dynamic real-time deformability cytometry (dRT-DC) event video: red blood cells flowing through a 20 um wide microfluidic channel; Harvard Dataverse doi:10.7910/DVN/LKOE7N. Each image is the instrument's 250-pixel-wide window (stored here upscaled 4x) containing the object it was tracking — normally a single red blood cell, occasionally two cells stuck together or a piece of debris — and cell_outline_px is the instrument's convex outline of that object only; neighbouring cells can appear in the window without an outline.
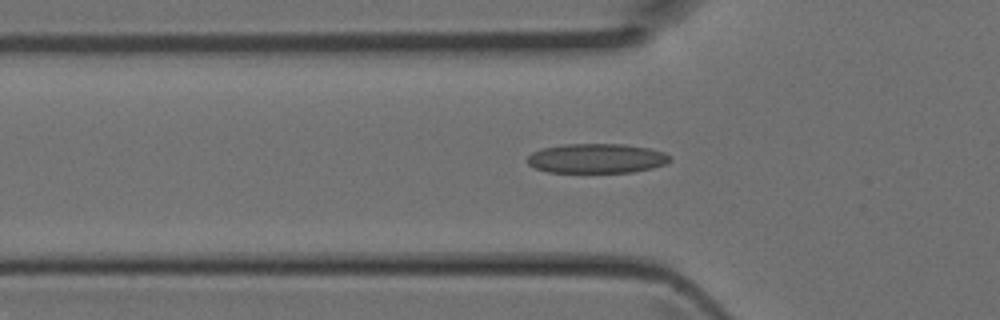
{"species": "Egyptian fruit bat (a non-hibernating species)", "species_latin": "Rousettus aegyptiacus", "temperature_condition": "room temperature", "stored_images_in_passage": 34, "camera_frame_rate_fps": 3000, "um_per_image_px": 0.085, "animal": {"sex": "female"}, "frame": {"image": 1, "passage_image": 9, "time_ms": 2.667, "image_size_px": [1000, 320], "cell_outline_px": [[672, 160], [664, 164], [652, 168], [632, 172], [548, 172], [536, 168], [528, 164], [528, 156], [532, 152], [540, 148], [564, 144], [624, 144], [648, 148], [664, 152]], "centroid_in_image_um": [50.69, 13.46], "position_along_channel_um": 75.1, "area_um2": 24.51}}
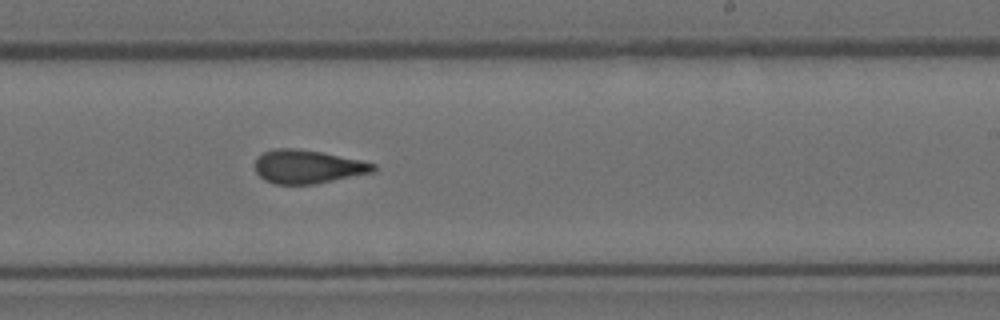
{"frame": {"image": 2, "passage_image": 21, "time_ms": 6.667, "image_size_px": [1000, 320], "cell_outline_px": [[376, 172], [316, 184], [272, 184], [264, 180], [256, 172], [256, 160], [264, 152], [276, 148], [292, 148], [320, 152], [360, 160], [376, 164]], "centroid_in_image_um": [26.18, 14.19], "position_along_channel_um": 262.8, "area_um2": 23.06}}
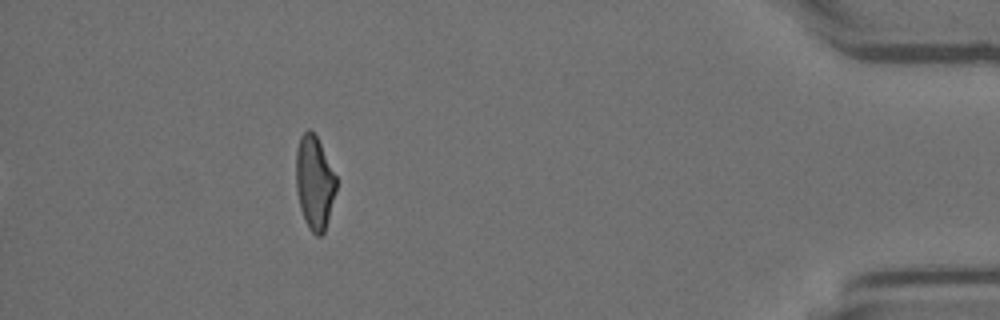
{"frame": {"image": 3, "passage_image": 34, "time_ms": 11.0, "image_size_px": [1000, 320], "cell_outline_px": [[336, 192], [324, 232], [320, 236], [316, 236], [308, 228], [304, 220], [300, 208], [296, 188], [296, 148], [300, 136], [308, 128], [316, 136], [336, 176]], "centroid_in_image_um": [26.71, 15.53], "position_along_channel_um": 408.5, "area_um2": 21.85}}